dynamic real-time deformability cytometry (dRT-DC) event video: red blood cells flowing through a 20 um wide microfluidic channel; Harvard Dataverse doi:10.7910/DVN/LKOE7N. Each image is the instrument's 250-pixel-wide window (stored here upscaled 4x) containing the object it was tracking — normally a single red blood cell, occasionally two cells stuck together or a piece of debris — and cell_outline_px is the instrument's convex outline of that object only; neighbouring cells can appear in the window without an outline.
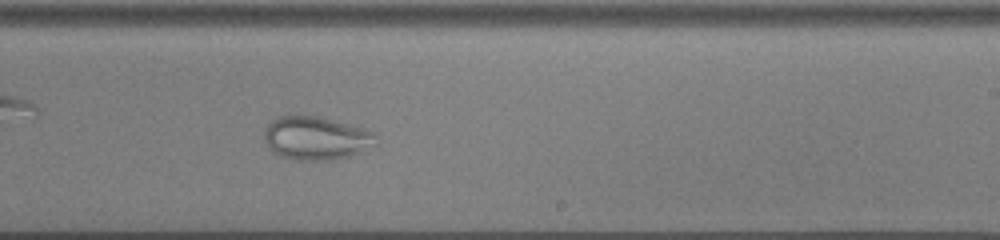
{"species": "common noctule bat (a hibernating species)", "species_latin": "Nyctalus noctula", "temperature_condition": "cold", "stored_images_in_passage": 47, "camera_frame_rate_fps": 3000, "um_per_image_px": 0.085, "animal": {"sex": "male", "body_mass_g": 13.0, "forearm_length_mm": 53.1}, "frame": {"image": 1, "passage_image": 27, "time_ms": 8.667, "image_size_px": [1000, 240], "cell_outline_px": [[376, 136], [360, 152], [348, 156], [332, 160], [296, 160], [280, 156], [272, 152], [264, 140], [264, 132], [268, 124], [276, 116], [316, 116], [364, 128], [376, 132]], "centroid_in_image_um": [26.78, 11.74], "position_along_channel_um": 262.2, "area_um2": 27.74}}
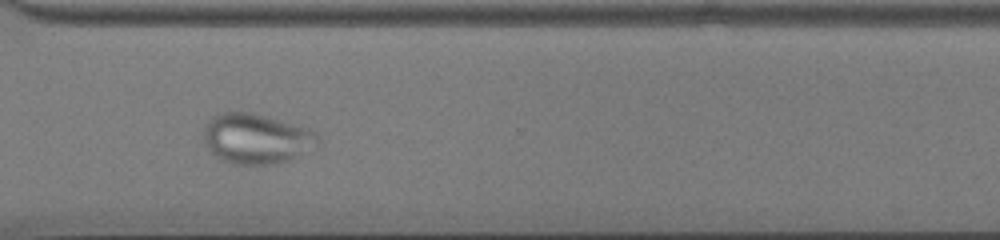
{"frame": {"image": 2, "passage_image": 34, "time_ms": 11.0, "image_size_px": [1000, 240], "cell_outline_px": [[320, 144], [316, 148], [288, 160], [276, 164], [232, 164], [220, 160], [204, 144], [204, 128], [208, 120], [212, 116], [220, 112], [252, 112], [308, 128], [316, 132], [320, 136]], "centroid_in_image_um": [21.81, 11.79], "position_along_channel_um": 348.8, "area_um2": 33.76}}